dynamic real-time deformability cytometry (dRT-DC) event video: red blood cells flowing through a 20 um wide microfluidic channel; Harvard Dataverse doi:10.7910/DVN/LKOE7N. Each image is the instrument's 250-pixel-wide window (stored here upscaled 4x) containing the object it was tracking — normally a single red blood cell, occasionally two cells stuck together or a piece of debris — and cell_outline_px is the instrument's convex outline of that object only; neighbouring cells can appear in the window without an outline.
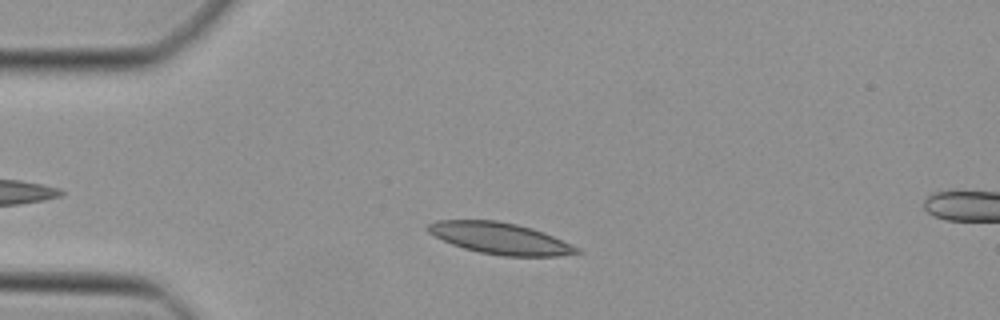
{"species": "Egyptian fruit bat (a non-hibernating species)", "species_latin": "Rousettus aegyptiacus", "temperature_condition": "cold", "stored_images_in_passage": 44, "camera_frame_rate_fps": 3000, "um_per_image_px": 0.085, "animal": {"sex": "female"}, "frame": {"image": 1, "passage_image": 8, "time_ms": 2.333, "image_size_px": [1000, 320], "cell_outline_px": [[584, 252], [556, 256], [504, 256], [480, 252], [464, 248], [452, 244], [428, 232], [424, 228], [428, 224], [436, 220], [496, 220], [516, 224], [532, 228], [552, 236], [580, 248]], "centroid_in_image_um": [42.5, 20.25], "position_along_channel_um": 42.5, "area_um2": 27.11}}
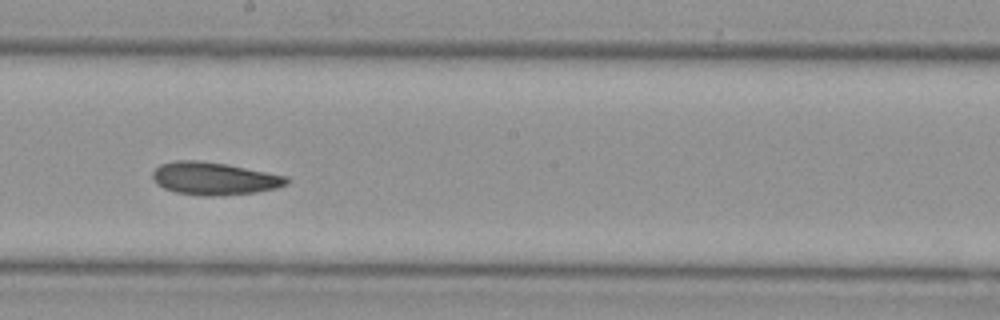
{"frame": {"image": 2, "passage_image": 23, "time_ms": 7.333, "image_size_px": [1000, 320], "cell_outline_px": [[288, 184], [276, 188], [256, 192], [216, 196], [204, 196], [176, 192], [164, 188], [156, 184], [152, 176], [152, 172], [160, 164], [176, 160], [196, 160], [224, 164], [288, 176]], "centroid_in_image_um": [18.19, 15.18], "position_along_channel_um": 230.0, "area_um2": 25.37}}
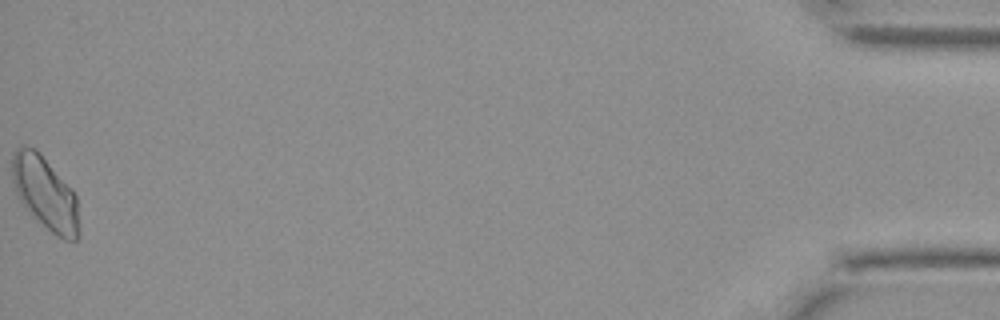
{"frame": {"image": 3, "passage_image": 44, "time_ms": 14.333, "image_size_px": [1000, 320], "cell_outline_px": [[80, 236], [76, 240], [64, 240], [56, 236], [36, 220], [32, 216], [16, 196], [12, 184], [12, 152], [20, 144], [24, 144], [36, 148], [40, 152], [76, 196], [80, 232]], "centroid_in_image_um": [3.8, 16.41], "position_along_channel_um": 431.4, "area_um2": 28.84}}